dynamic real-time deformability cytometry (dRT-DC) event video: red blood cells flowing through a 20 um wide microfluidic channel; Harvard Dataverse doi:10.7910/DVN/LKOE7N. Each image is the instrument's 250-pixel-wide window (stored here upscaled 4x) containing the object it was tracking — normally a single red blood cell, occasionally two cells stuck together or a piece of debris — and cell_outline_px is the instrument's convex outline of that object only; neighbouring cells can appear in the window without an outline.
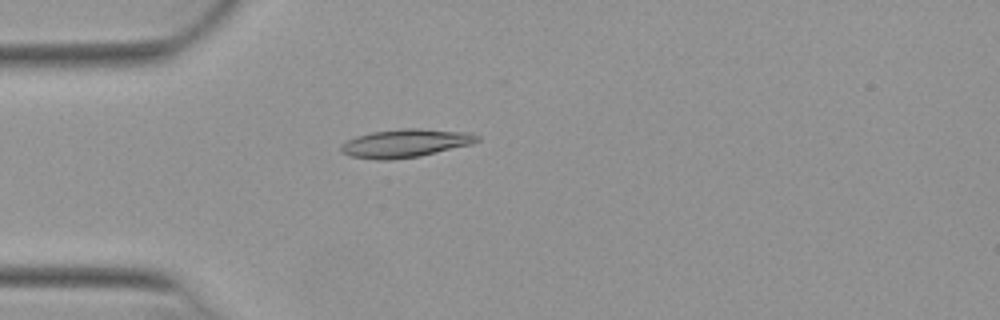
{"species": "Egyptian fruit bat (a non-hibernating species)", "species_latin": "Rousettus aegyptiacus", "temperature_condition": "warm", "stored_images_in_passage": 51, "camera_frame_rate_fps": 3000, "um_per_image_px": 0.085, "animal": {"sex": "female"}, "frame": {"image": 1, "passage_image": 14, "time_ms": 4.333, "image_size_px": [1000, 320], "cell_outline_px": [[480, 140], [472, 144], [420, 156], [392, 160], [376, 160], [348, 156], [340, 152], [340, 144], [356, 136], [372, 132], [400, 128], [420, 128], [472, 132], [480, 136]], "centroid_in_image_um": [34.46, 12.17], "position_along_channel_um": 50.5, "area_um2": 22.83}}
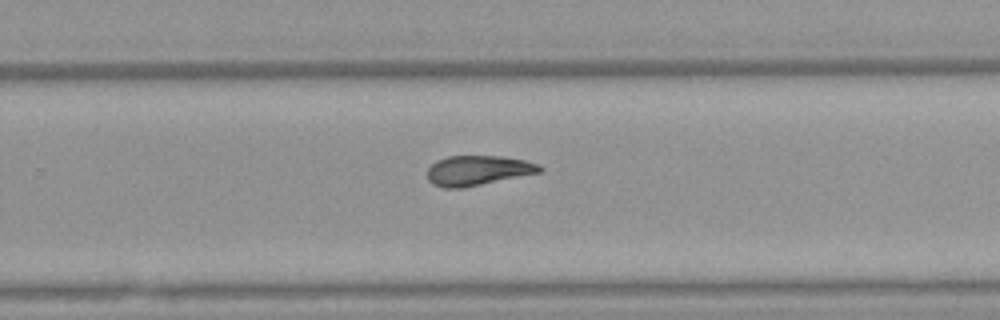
{"frame": {"image": 2, "passage_image": 33, "time_ms": 10.667, "image_size_px": [1000, 320], "cell_outline_px": [[544, 168], [540, 172], [460, 188], [444, 188], [432, 184], [428, 180], [428, 168], [436, 160], [448, 156], [500, 156], [524, 160], [540, 164]], "centroid_in_image_um": [40.59, 14.48], "position_along_channel_um": 289.2, "area_um2": 19.36}}
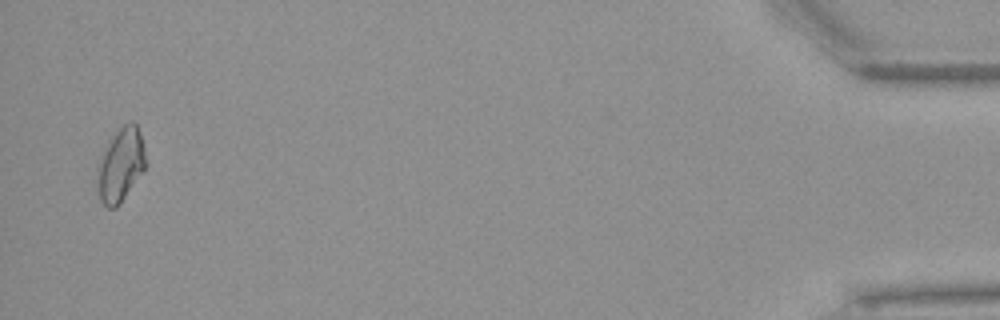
{"frame": {"image": 3, "passage_image": 50, "time_ms": 16.333, "image_size_px": [1000, 320], "cell_outline_px": [[148, 164], [144, 172], [120, 204], [116, 208], [108, 208], [100, 200], [96, 168], [100, 156], [112, 136], [124, 124], [132, 120], [136, 124], [140, 136]], "centroid_in_image_um": [10.27, 14.04], "position_along_channel_um": 424.9, "area_um2": 20.92}, "authors_computed_cell_mechanics": {"area_um2": 20.1722, "velocity_mm_per_s": 3.9537, "shape_relaxation_time_tau1_ms": 5.6419, "shape_relaxation_time_tau2_ms": 3.7508, "deformation_change_tau1": 0.1812, "deformation_change_tau2": 0.1111}}